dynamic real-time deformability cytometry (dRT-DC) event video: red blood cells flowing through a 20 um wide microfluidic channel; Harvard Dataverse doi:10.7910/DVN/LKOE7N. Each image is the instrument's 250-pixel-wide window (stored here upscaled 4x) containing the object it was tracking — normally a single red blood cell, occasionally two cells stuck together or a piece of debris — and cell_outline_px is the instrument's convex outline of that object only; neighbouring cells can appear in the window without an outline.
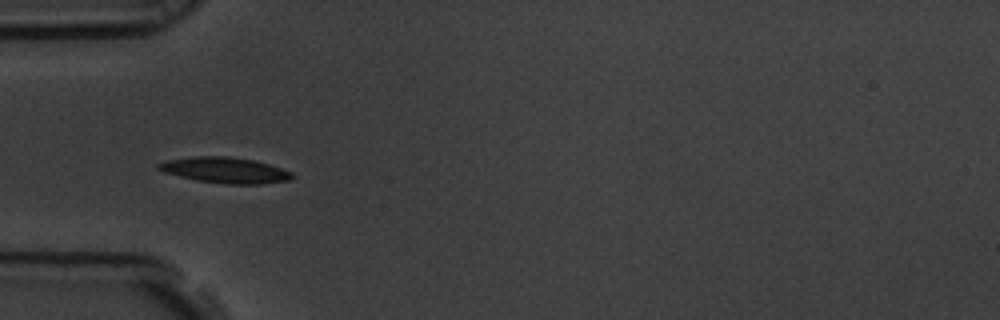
{"species": "common noctule bat (a hibernating species)", "species_latin": "Nyctalus noctula", "temperature_condition": "room temperature", "stored_images_in_passage": 41, "camera_frame_rate_fps": 3000, "um_per_image_px": 0.085, "animal": {"sex": "male", "body_mass_g": 19.5, "forearm_length_mm": 54.6}, "frame": {"image": 1, "passage_image": 1, "time_ms": 0.0, "image_size_px": [1000, 320], "cell_outline_px": [[296, 176], [288, 180], [260, 184], [224, 184], [196, 180], [164, 172], [156, 168], [156, 164], [168, 160], [196, 156], [228, 156], [252, 160], [268, 164], [292, 172]], "centroid_in_image_um": [19.12, 14.47], "position_along_channel_um": 65.9, "area_um2": 19.94}}
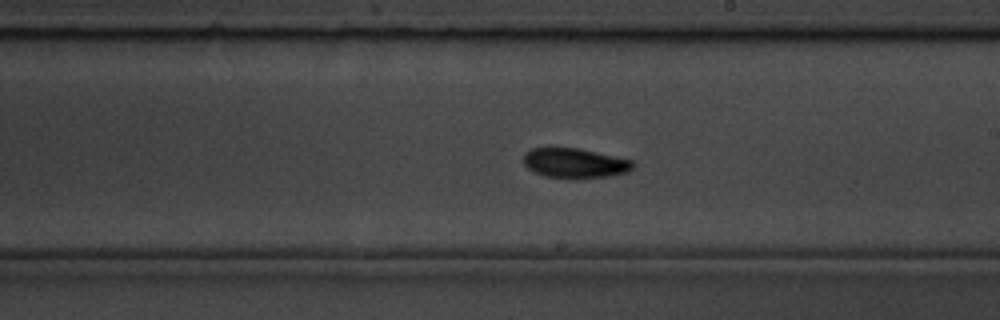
{"frame": {"image": 2, "passage_image": 16, "time_ms": 5.0, "image_size_px": [1000, 320], "cell_outline_px": [[632, 168], [628, 172], [612, 176], [576, 180], [568, 180], [544, 176], [528, 168], [524, 164], [524, 152], [532, 148], [580, 148], [632, 160]], "centroid_in_image_um": [48.86, 13.89], "position_along_channel_um": 240.1, "area_um2": 19.42}}
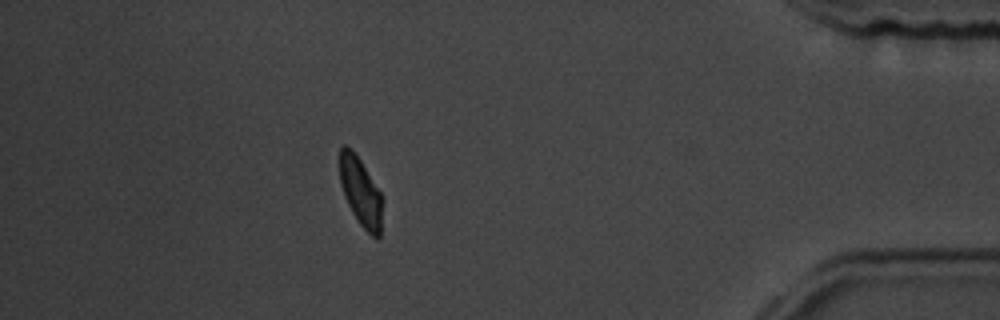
{"frame": {"image": 3, "passage_image": 34, "time_ms": 11.0, "image_size_px": [1000, 320], "cell_outline_px": [[380, 236], [376, 240], [360, 224], [352, 212], [344, 196], [340, 184], [340, 148], [344, 144], [352, 148], [360, 160], [380, 192]], "centroid_in_image_um": [30.61, 16.27], "position_along_channel_um": 404.6, "area_um2": 16.59}, "authors_computed_cell_mechanics": {"area_um2": 18.207, "velocity_mm_per_s": 3.5115, "shape_relaxation_time_tau1_ms": 3.0095, "shape_relaxation_time_tau2_ms": 3.0879, "deformation_change_tau1": 0.1194, "deformation_change_tau2": 0.078}}